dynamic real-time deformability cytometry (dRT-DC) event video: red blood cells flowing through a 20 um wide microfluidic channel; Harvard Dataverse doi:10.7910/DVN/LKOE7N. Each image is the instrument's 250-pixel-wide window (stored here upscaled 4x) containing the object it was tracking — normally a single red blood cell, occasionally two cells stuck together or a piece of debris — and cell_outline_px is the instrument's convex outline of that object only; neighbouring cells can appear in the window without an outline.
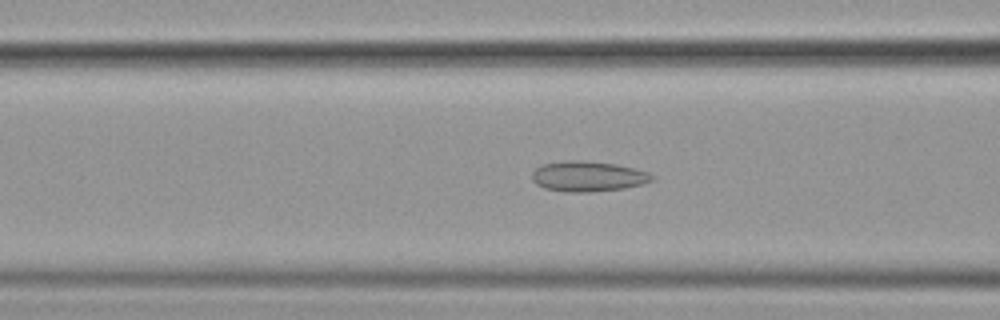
{"species": "common noctule bat (a hibernating species)", "species_latin": "Nyctalus noctula", "temperature_condition": "cold", "stored_images_in_passage": 45, "camera_frame_rate_fps": 3000, "um_per_image_px": 0.085, "animal": {"sex": "female", "body_mass_g": 19.9}, "frame": {"image": 1, "passage_image": 18, "time_ms": 5.667, "image_size_px": [1000, 320], "cell_outline_px": [[656, 176], [652, 180], [644, 184], [624, 188], [592, 192], [564, 192], [544, 188], [536, 184], [532, 180], [532, 172], [536, 168], [544, 164], [568, 160], [580, 160], [616, 164], [648, 172]], "centroid_in_image_um": [49.98, 15.0], "position_along_channel_um": 116.6, "area_um2": 21.27}}
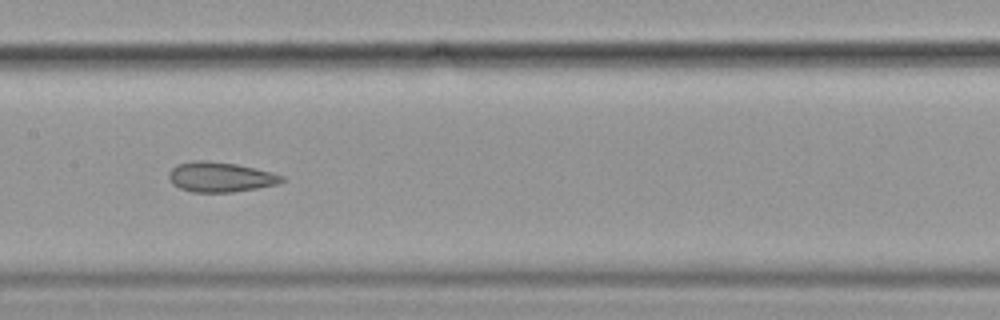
{"frame": {"image": 2, "passage_image": 24, "time_ms": 7.667, "image_size_px": [1000, 320], "cell_outline_px": [[284, 180], [280, 184], [232, 192], [192, 192], [180, 188], [172, 184], [168, 176], [168, 172], [176, 164], [192, 160], [204, 160], [236, 164], [272, 172], [284, 176]], "centroid_in_image_um": [18.71, 15.04], "position_along_channel_um": 188.7, "area_um2": 19.83}}
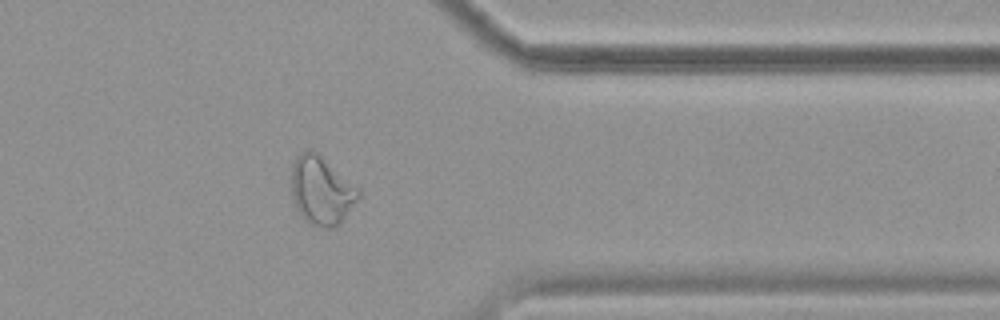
{"frame": {"image": 3, "passage_image": 41, "time_ms": 13.333, "image_size_px": [1000, 320], "cell_outline_px": [[360, 196], [340, 224], [332, 228], [324, 228], [308, 224], [304, 220], [296, 208], [292, 200], [288, 180], [292, 164], [296, 156], [300, 152], [316, 152], [360, 188]], "centroid_in_image_um": [27.27, 16.22], "position_along_channel_um": 384.1, "area_um2": 27.22}}